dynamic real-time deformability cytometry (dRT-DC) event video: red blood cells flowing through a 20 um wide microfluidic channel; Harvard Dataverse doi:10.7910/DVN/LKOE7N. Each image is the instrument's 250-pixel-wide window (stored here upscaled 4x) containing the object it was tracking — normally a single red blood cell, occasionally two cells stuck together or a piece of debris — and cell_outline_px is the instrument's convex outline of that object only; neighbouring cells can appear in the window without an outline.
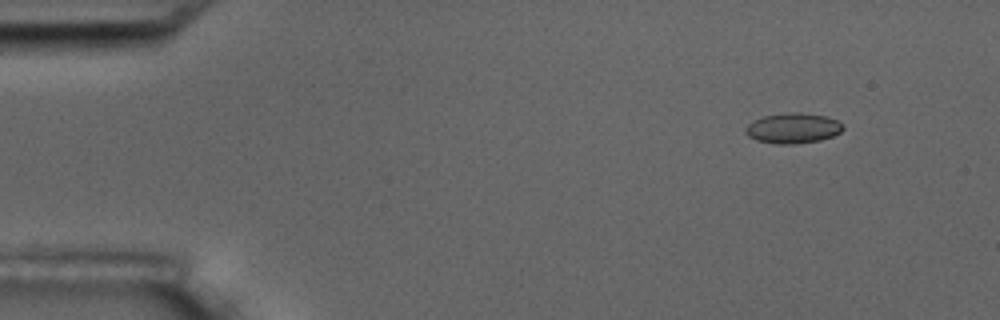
{"species": "common noctule bat (a hibernating species)", "species_latin": "Nyctalus noctula", "temperature_condition": "room temperature", "stored_images_in_passage": 4, "camera_frame_rate_fps": 3000, "um_per_image_px": 0.085, "animal": {"sex": "male", "body_mass_g": 17.5, "forearm_length_mm": 52.3}, "frame": {"image": 1, "passage_image": 1, "time_ms": 0.0, "image_size_px": [1000, 320], "cell_outline_px": [[844, 128], [840, 132], [832, 136], [820, 140], [796, 144], [776, 144], [756, 140], [748, 136], [744, 132], [744, 128], [752, 120], [764, 116], [788, 112], [800, 112], [824, 116], [836, 120], [844, 124]], "centroid_in_image_um": [67.37, 10.9], "position_along_channel_um": 17.6, "area_um2": 17.34}}
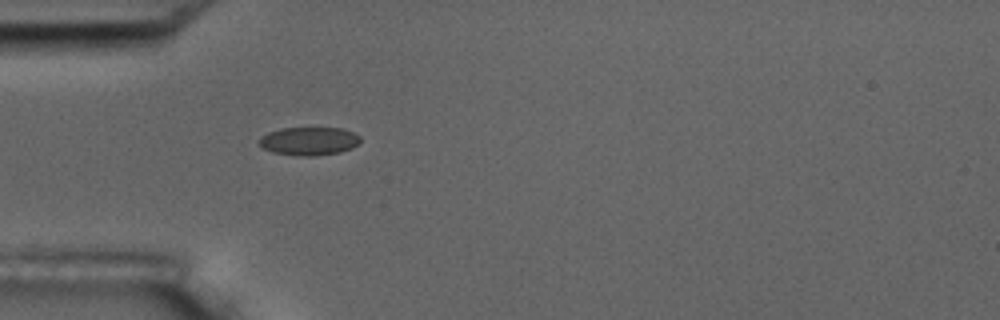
{"frame": {"image": 2, "passage_image": 4, "time_ms": 3.667, "image_size_px": [1000, 320], "cell_outline_px": [[360, 140], [352, 148], [340, 152], [312, 156], [296, 156], [272, 152], [264, 148], [260, 144], [260, 136], [268, 132], [280, 128], [344, 128], [360, 136]], "centroid_in_image_um": [26.26, 11.99], "position_along_channel_um": 58.7, "area_um2": 16.65}}